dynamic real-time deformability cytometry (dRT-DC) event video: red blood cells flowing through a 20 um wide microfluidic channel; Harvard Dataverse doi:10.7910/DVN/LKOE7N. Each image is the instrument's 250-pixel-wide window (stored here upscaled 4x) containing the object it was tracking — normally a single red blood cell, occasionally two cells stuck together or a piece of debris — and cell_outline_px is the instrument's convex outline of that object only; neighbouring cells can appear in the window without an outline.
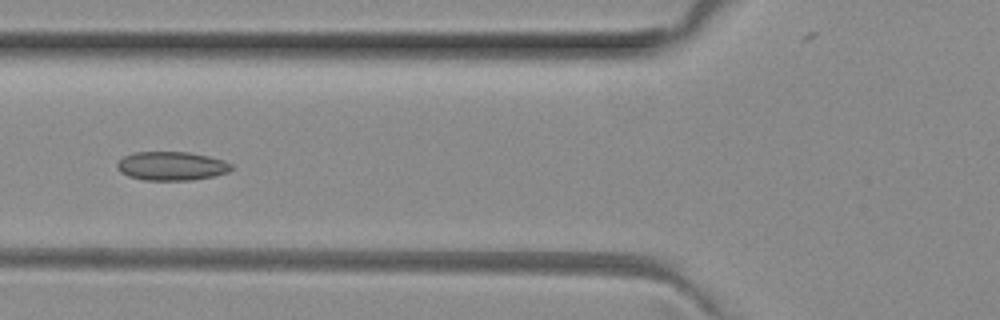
{"species": "common noctule bat (a hibernating species)", "species_latin": "Nyctalus noctula", "temperature_condition": "room temperature", "stored_images_in_passage": 8, "camera_frame_rate_fps": 3000, "um_per_image_px": 0.085, "animal": {"sex": "female", "body_mass_g": 29.2, "forearm_length_mm": 56.3}, "frame": {"image": 1, "passage_image": 6, "time_ms": 1.667, "image_size_px": [1000, 320], "cell_outline_px": [[232, 168], [228, 172], [212, 176], [192, 180], [144, 180], [128, 176], [120, 172], [116, 168], [116, 164], [124, 156], [136, 152], [188, 152], [208, 156], [224, 160], [232, 164]], "centroid_in_image_um": [14.57, 14.11], "position_along_channel_um": 111.2, "area_um2": 19.13}}
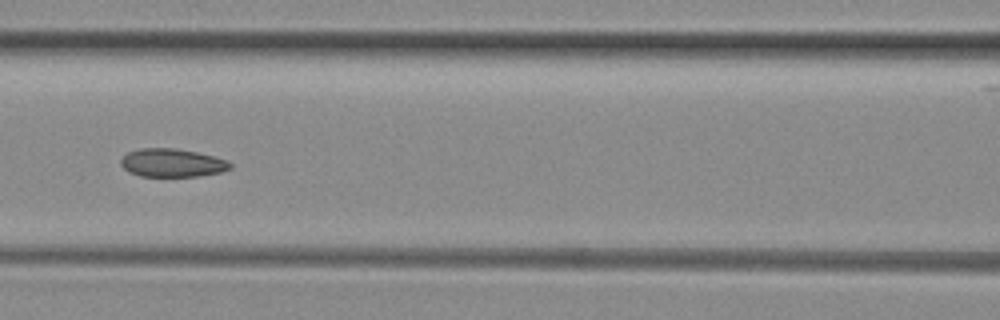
{"frame": {"image": 2, "passage_image": 7, "time_ms": 2.0, "image_size_px": [1000, 320], "cell_outline_px": [[232, 168], [220, 172], [200, 176], [140, 176], [128, 172], [120, 164], [120, 160], [128, 152], [140, 148], [176, 148], [196, 152], [228, 160], [232, 164]], "centroid_in_image_um": [14.63, 13.84], "position_along_channel_um": 152.0, "area_um2": 18.03}}
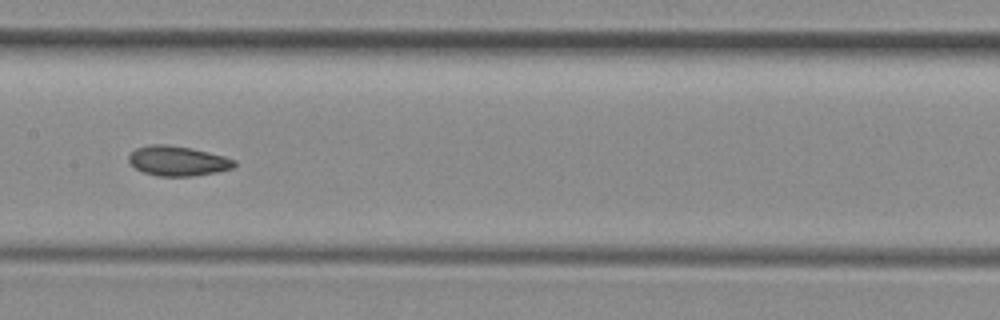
{"frame": {"image": 3, "passage_image": 8, "time_ms": 2.333, "image_size_px": [1000, 320], "cell_outline_px": [[236, 164], [232, 168], [216, 172], [192, 176], [156, 176], [144, 172], [136, 168], [128, 160], [128, 156], [136, 148], [152, 144], [168, 144], [192, 148], [224, 156], [236, 160]], "centroid_in_image_um": [15.11, 13.67], "position_along_channel_um": 192.3, "area_um2": 18.32}}